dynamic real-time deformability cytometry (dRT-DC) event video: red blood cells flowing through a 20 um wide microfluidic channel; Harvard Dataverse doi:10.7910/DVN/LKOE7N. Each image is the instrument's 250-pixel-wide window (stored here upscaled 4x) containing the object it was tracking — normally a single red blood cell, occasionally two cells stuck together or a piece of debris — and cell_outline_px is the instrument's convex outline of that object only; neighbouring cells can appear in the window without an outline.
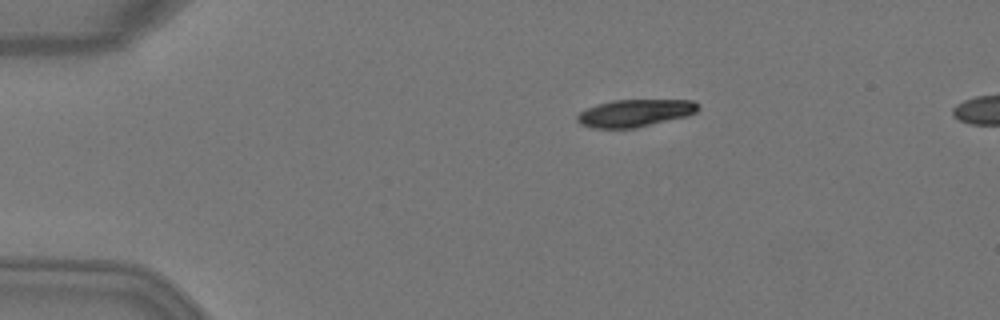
{"species": "Egyptian fruit bat (a non-hibernating species)", "species_latin": "Rousettus aegyptiacus", "temperature_condition": "warm", "stored_images_in_passage": 4, "camera_frame_rate_fps": 3000, "um_per_image_px": 0.085, "animal": {"sex": "female"}, "frame": {"image": 1, "passage_image": 4, "time_ms": 1.0, "image_size_px": [1000, 320], "cell_outline_px": [[700, 108], [696, 112], [688, 116], [636, 128], [592, 128], [580, 124], [576, 120], [576, 116], [580, 112], [596, 104], [612, 100], [692, 100]], "centroid_in_image_um": [53.96, 9.61], "position_along_channel_um": 31.0, "area_um2": 19.36}}